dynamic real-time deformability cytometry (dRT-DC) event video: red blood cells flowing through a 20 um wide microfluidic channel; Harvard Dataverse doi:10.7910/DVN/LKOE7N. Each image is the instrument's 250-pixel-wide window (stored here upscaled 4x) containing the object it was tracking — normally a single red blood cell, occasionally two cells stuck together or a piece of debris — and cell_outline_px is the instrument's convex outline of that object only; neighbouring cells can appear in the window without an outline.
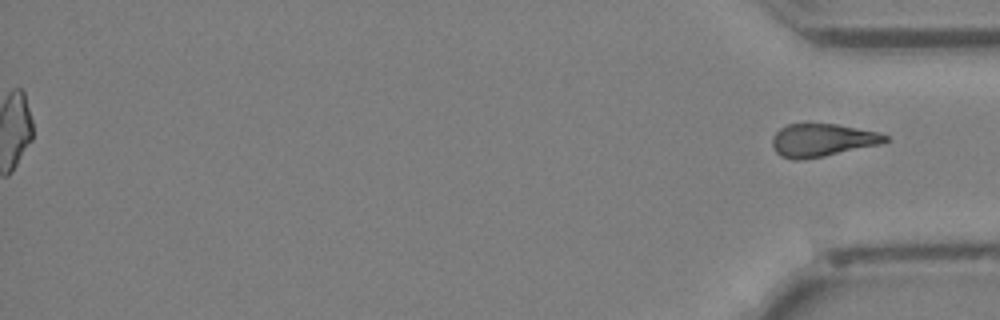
{"species": "Egyptian fruit bat (a non-hibernating species)", "species_latin": "Rousettus aegyptiacus", "temperature_condition": "cold", "stored_images_in_passage": 34, "segment_of_instrument_passage": [2, 2], "camera_frame_rate_fps": 3000, "um_per_image_px": 0.085, "animal": {"sex": "female"}, "frame": {"image": 1, "passage_image": 34, "time_ms": 11.0, "image_size_px": [1000, 320], "cell_outline_px": [[888, 140], [880, 144], [824, 156], [804, 160], [792, 160], [780, 156], [776, 152], [772, 144], [772, 136], [780, 128], [788, 124], [836, 124], [880, 132], [888, 136]], "centroid_in_image_um": [69.87, 11.92], "position_along_channel_um": 365.3, "area_um2": 21.68}}